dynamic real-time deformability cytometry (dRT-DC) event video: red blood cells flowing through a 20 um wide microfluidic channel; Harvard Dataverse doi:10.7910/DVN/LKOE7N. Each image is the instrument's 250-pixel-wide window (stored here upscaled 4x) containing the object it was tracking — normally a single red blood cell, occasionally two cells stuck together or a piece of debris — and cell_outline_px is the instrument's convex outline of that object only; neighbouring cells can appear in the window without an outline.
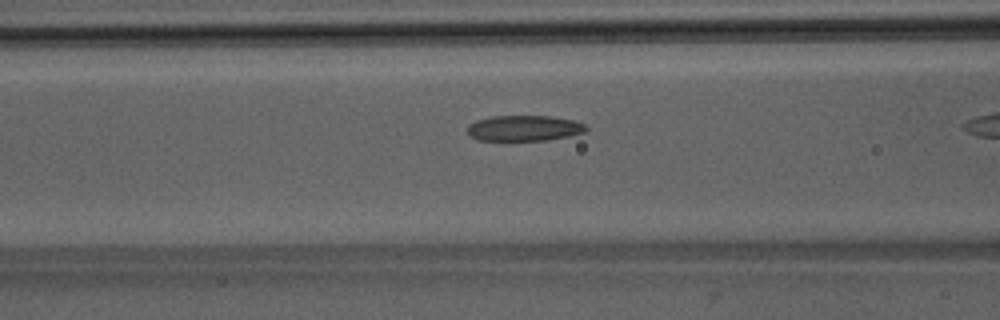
{"species": "Egyptian fruit bat (a non-hibernating species)", "species_latin": "Rousettus aegyptiacus", "temperature_condition": "room temperature", "stored_images_in_passage": 12, "camera_frame_rate_fps": 3000, "um_per_image_px": 0.085, "animal": {"sex": "male"}, "frame": {"image": 1, "passage_image": 10, "time_ms": 3.0, "image_size_px": [1000, 320], "cell_outline_px": [[588, 128], [584, 132], [568, 136], [548, 140], [504, 144], [476, 140], [468, 132], [468, 124], [476, 120], [492, 116], [548, 116], [572, 120], [584, 124]], "centroid_in_image_um": [44.46, 10.95], "position_along_channel_um": 122.1, "area_um2": 18.61}}